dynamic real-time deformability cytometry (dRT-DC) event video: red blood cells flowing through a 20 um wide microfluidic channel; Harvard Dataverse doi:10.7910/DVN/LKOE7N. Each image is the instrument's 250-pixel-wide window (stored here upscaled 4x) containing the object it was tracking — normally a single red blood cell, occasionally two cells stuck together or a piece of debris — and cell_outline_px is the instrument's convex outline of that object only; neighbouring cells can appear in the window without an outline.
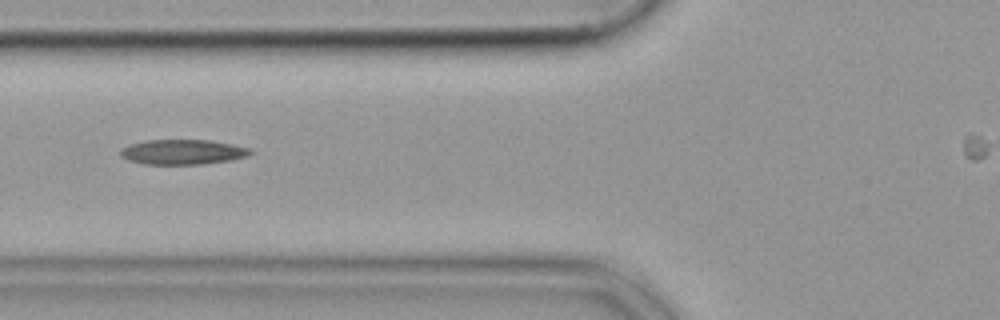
{"species": "common noctule bat (a hibernating species)", "species_latin": "Nyctalus noctula", "temperature_condition": "cold", "stored_images_in_passage": 33, "camera_frame_rate_fps": 3000, "um_per_image_px": 0.085, "animal": {"sex": "female", "body_mass_g": 19.9}, "frame": {"image": 1, "passage_image": 6, "time_ms": 1.667, "image_size_px": [1000, 320], "cell_outline_px": [[252, 152], [248, 156], [232, 160], [204, 164], [144, 164], [128, 160], [120, 156], [120, 148], [144, 140], [212, 140], [232, 144], [248, 148]], "centroid_in_image_um": [15.52, 12.92], "position_along_channel_um": 110.3, "area_um2": 18.96}}